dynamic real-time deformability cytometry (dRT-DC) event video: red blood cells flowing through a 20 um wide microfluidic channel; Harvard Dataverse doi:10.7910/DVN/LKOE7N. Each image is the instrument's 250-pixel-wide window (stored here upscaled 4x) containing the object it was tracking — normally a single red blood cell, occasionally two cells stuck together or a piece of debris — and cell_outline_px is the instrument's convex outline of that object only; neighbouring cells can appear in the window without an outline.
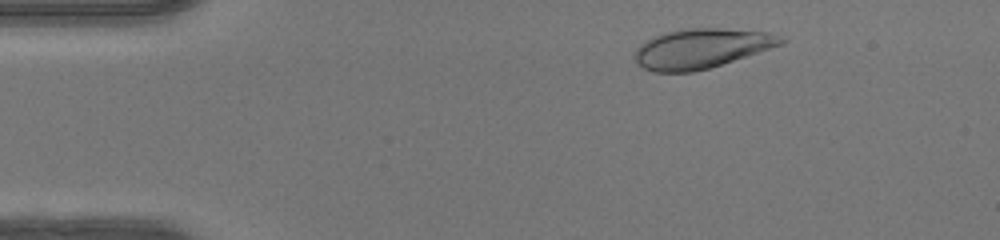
{"species": "human", "species_latin": "Homo sapiens", "temperature_condition": "warm", "stored_images_in_passage": 46, "camera_frame_rate_fps": 3000, "um_per_image_px": 0.085, "donor": {"sex": "female"}, "frame": {"image": 1, "passage_image": 4, "time_ms": 1.0, "image_size_px": [1000, 240], "cell_outline_px": [[788, 40], [780, 44], [708, 68], [692, 72], [652, 72], [644, 68], [632, 56], [636, 48], [640, 44], [656, 36], [668, 32], [684, 28], [720, 28], [768, 32]], "centroid_in_image_um": [59.55, 4.11], "position_along_channel_um": 25.5, "area_um2": 33.12}}
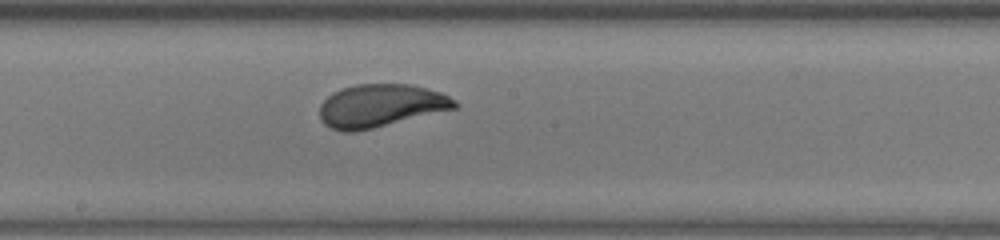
{"frame": {"image": 2, "passage_image": 23, "time_ms": 7.333, "image_size_px": [1000, 240], "cell_outline_px": [[460, 104], [456, 108], [356, 132], [344, 132], [332, 128], [324, 124], [320, 120], [320, 104], [332, 92], [340, 88], [356, 84], [408, 84], [440, 92], [456, 100]], "centroid_in_image_um": [32.32, 8.98], "position_along_channel_um": 215.9, "area_um2": 33.7}}
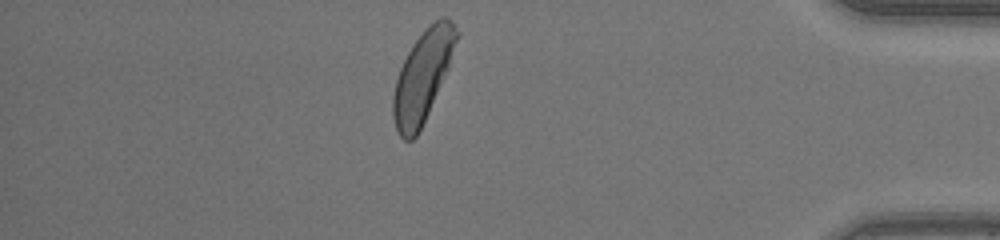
{"frame": {"image": 3, "passage_image": 39, "time_ms": 12.667, "image_size_px": [1000, 240], "cell_outline_px": [[460, 36], [448, 68], [428, 112], [416, 136], [412, 140], [404, 140], [396, 132], [392, 116], [392, 96], [396, 80], [400, 68], [408, 52], [416, 40], [440, 16], [444, 16], [460, 32]], "centroid_in_image_um": [35.91, 6.51], "position_along_channel_um": 399.3, "area_um2": 32.89}, "authors_computed_cell_mechanics": {"area_um2": 33.5818, "velocity_mm_per_s": 4.1938, "shape_relaxation_time_tau1_ms": 2.7606, "shape_relaxation_time_tau2_ms": null, "deformation_change_tau1": 0.1514, "deformation_change_tau2": null}}